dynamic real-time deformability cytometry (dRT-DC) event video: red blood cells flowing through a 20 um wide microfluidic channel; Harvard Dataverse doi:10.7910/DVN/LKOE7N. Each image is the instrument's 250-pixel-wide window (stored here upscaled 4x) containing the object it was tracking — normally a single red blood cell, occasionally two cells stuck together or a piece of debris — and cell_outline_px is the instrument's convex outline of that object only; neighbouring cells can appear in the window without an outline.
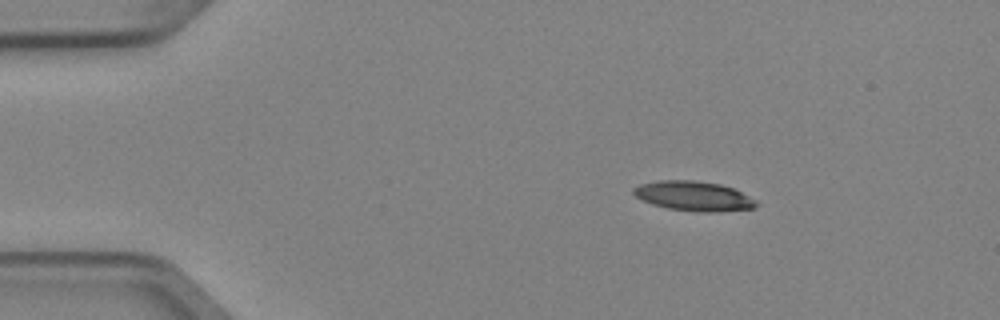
{"species": "Egyptian fruit bat (a non-hibernating species)", "species_latin": "Rousettus aegyptiacus", "temperature_condition": "cold", "stored_images_in_passage": 4, "camera_frame_rate_fps": 3000, "um_per_image_px": 0.085, "animal": {"sex": "female"}, "frame": {"image": 1, "passage_image": 2, "time_ms": 0.333, "image_size_px": [1000, 320], "cell_outline_px": [[760, 204], [756, 208], [712, 212], [696, 212], [668, 208], [652, 204], [636, 196], [632, 192], [632, 188], [640, 184], [660, 180], [692, 180], [720, 184], [732, 188], [756, 200]], "centroid_in_image_um": [58.97, 16.67], "position_along_channel_um": 26.0, "area_um2": 21.15}}